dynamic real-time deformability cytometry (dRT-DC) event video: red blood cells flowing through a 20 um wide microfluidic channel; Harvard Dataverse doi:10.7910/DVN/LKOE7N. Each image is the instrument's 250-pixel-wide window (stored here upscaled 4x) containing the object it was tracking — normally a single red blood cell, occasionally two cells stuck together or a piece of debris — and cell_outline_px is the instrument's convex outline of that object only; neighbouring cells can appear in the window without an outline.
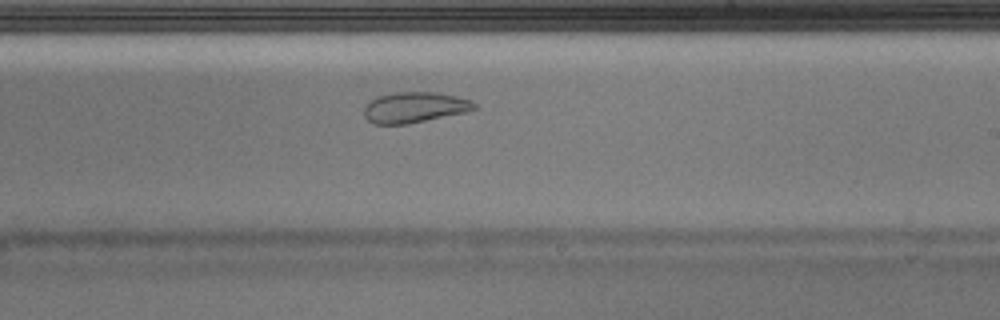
{"species": "Egyptian fruit bat (a non-hibernating species)", "species_latin": "Rousettus aegyptiacus", "temperature_condition": "warm", "stored_images_in_passage": 31, "camera_frame_rate_fps": 3000, "um_per_image_px": 0.085, "animal": {"sex": "male"}, "frame": {"image": 1, "passage_image": 14, "time_ms": 4.333, "image_size_px": [1000, 320], "cell_outline_px": [[480, 108], [468, 112], [408, 124], [372, 124], [364, 116], [364, 104], [376, 96], [392, 92], [436, 92], [456, 96], [472, 100]], "centroid_in_image_um": [35.25, 9.12], "position_along_channel_um": 253.8, "area_um2": 20.17}}